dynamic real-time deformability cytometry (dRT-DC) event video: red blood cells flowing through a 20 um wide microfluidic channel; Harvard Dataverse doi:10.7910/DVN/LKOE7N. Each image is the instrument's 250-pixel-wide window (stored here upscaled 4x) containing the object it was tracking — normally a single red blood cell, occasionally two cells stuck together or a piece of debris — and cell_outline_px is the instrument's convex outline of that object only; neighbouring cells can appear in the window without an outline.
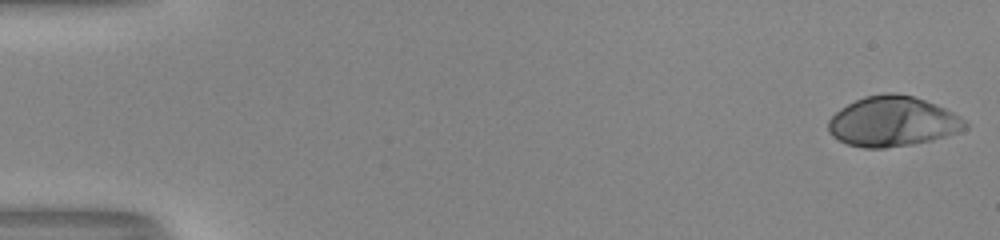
{"species": "human", "species_latin": "Homo sapiens", "temperature_condition": "room temperature", "stored_images_in_passage": 52, "camera_frame_rate_fps": 3000, "um_per_image_px": 0.085, "donor": {"sex": "male"}, "frame": {"image": 1, "passage_image": 1, "time_ms": 0.0, "image_size_px": [1000, 240], "cell_outline_px": [[968, 128], [960, 132], [932, 140], [912, 144], [884, 148], [864, 148], [848, 144], [832, 136], [828, 132], [828, 120], [840, 108], [864, 96], [888, 92], [892, 92], [912, 96], [924, 100], [944, 108], [960, 116], [968, 124]], "centroid_in_image_um": [75.87, 10.33], "position_along_channel_um": 9.1, "area_um2": 39.88}}
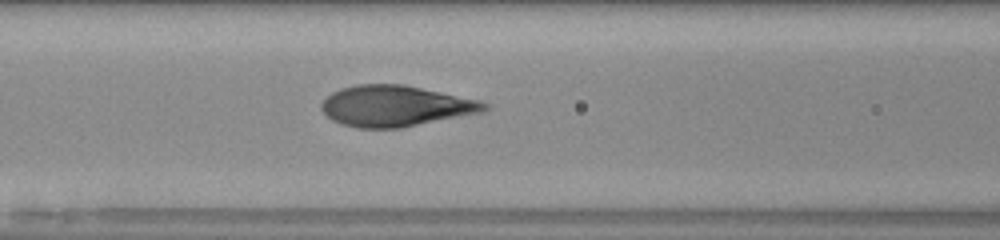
{"frame": {"image": 2, "passage_image": 23, "time_ms": 7.333, "image_size_px": [1000, 240], "cell_outline_px": [[492, 108], [484, 112], [400, 128], [360, 128], [340, 124], [332, 120], [320, 108], [320, 104], [332, 92], [340, 88], [356, 84], [404, 84], [480, 100], [488, 104]], "centroid_in_image_um": [33.64, 9.01], "position_along_channel_um": 133.0, "area_um2": 39.07}}
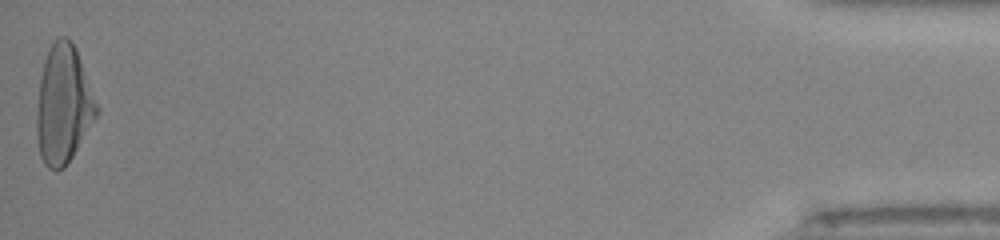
{"frame": {"image": 3, "passage_image": 52, "time_ms": 17.0, "image_size_px": [1000, 240], "cell_outline_px": [[100, 112], [72, 156], [64, 168], [56, 172], [48, 168], [44, 164], [40, 156], [36, 132], [36, 112], [40, 80], [44, 60], [48, 48], [60, 36], [64, 36], [72, 40], [76, 48], [100, 108]], "centroid_in_image_um": [5.39, 8.9], "position_along_channel_um": 429.8, "area_um2": 41.67}, "authors_computed_cell_mechanics": {"area_um2": 39.0728, "velocity_mm_per_s": 4.0639, "shape_relaxation_time_tau1_ms": 5.0103, "shape_relaxation_time_tau2_ms": null, "deformation_change_tau1": 0.2783, "deformation_change_tau2": null}}